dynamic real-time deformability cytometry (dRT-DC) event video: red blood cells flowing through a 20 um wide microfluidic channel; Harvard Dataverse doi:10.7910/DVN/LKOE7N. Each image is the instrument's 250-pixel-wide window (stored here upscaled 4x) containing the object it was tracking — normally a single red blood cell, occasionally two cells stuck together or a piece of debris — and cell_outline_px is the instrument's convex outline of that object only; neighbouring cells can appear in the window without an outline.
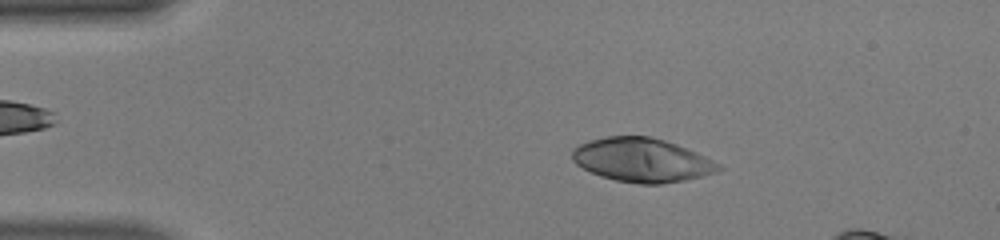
{"species": "human", "species_latin": "Homo sapiens", "temperature_condition": "warm", "stored_images_in_passage": 45, "camera_frame_rate_fps": 3000, "um_per_image_px": 0.085, "donor": {"sex": "male"}, "frame": {"image": 1, "passage_image": 8, "time_ms": 2.333, "image_size_px": [1000, 240], "cell_outline_px": [[724, 168], [716, 172], [684, 180], [660, 184], [640, 184], [616, 180], [600, 176], [576, 164], [572, 160], [572, 148], [588, 140], [604, 136], [648, 136], [664, 140], [676, 144], [696, 152], [720, 164]], "centroid_in_image_um": [54.54, 13.6], "position_along_channel_um": 30.5, "area_um2": 37.28}}
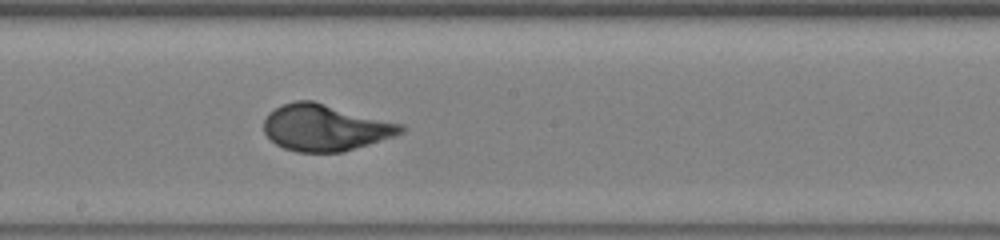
{"frame": {"image": 2, "passage_image": 26, "time_ms": 8.333, "image_size_px": [1000, 240], "cell_outline_px": [[408, 128], [404, 132], [344, 152], [296, 152], [284, 148], [276, 144], [264, 132], [264, 120], [268, 112], [284, 104], [296, 100], [312, 100], [404, 124]], "centroid_in_image_um": [27.65, 10.84], "position_along_channel_um": 220.5, "area_um2": 37.11}}
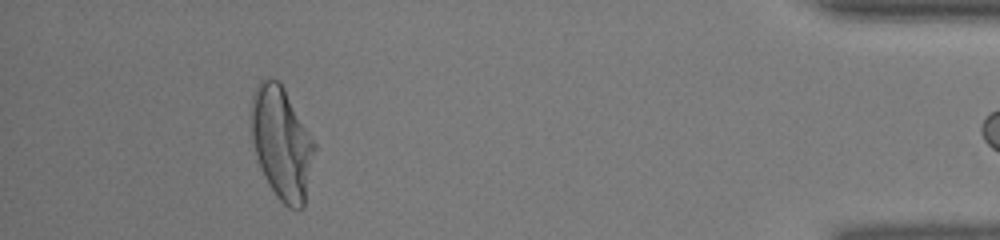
{"frame": {"image": 3, "passage_image": 44, "time_ms": 14.333, "image_size_px": [1000, 240], "cell_outline_px": [[316, 148], [304, 208], [288, 208], [276, 196], [264, 176], [256, 156], [252, 144], [248, 112], [252, 96], [256, 84], [260, 80], [280, 80], [316, 144]], "centroid_in_image_um": [23.91, 12.14], "position_along_channel_um": 411.3, "area_um2": 42.08}}